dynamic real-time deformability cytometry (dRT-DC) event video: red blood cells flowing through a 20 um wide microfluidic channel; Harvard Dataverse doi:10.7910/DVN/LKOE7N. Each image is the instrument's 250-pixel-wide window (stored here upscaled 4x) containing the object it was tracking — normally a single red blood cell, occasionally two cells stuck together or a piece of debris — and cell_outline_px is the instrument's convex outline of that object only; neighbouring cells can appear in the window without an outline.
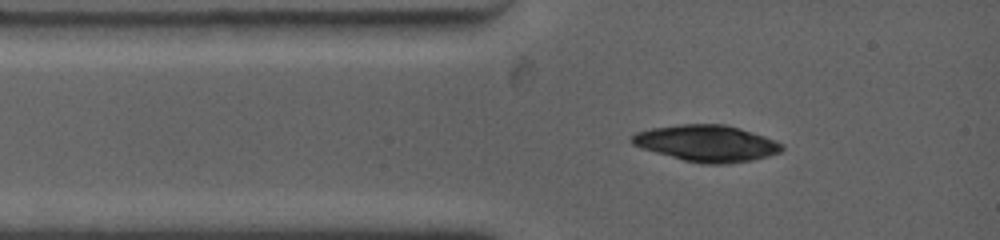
{"species": "common noctule bat (a hibernating species)", "species_latin": "Nyctalus noctula", "temperature_condition": "warm", "stored_images_in_passage": 3, "camera_frame_rate_fps": 4500, "um_per_image_px": 0.085, "animal": {"sex": "female", "body_mass_g": 19.0, "forearm_length_mm": 53.3}, "frame": {"image": 1, "passage_image": 1, "time_ms": 0.0, "image_size_px": [1000, 240], "cell_outline_px": [[784, 148], [780, 152], [768, 156], [752, 160], [728, 164], [700, 164], [684, 160], [640, 148], [632, 144], [628, 140], [636, 132], [652, 128], [680, 124], [724, 124], [740, 128], [776, 140], [784, 144]], "centroid_in_image_um": [60.07, 12.18], "position_along_channel_um": 24.9, "area_um2": 32.02}}